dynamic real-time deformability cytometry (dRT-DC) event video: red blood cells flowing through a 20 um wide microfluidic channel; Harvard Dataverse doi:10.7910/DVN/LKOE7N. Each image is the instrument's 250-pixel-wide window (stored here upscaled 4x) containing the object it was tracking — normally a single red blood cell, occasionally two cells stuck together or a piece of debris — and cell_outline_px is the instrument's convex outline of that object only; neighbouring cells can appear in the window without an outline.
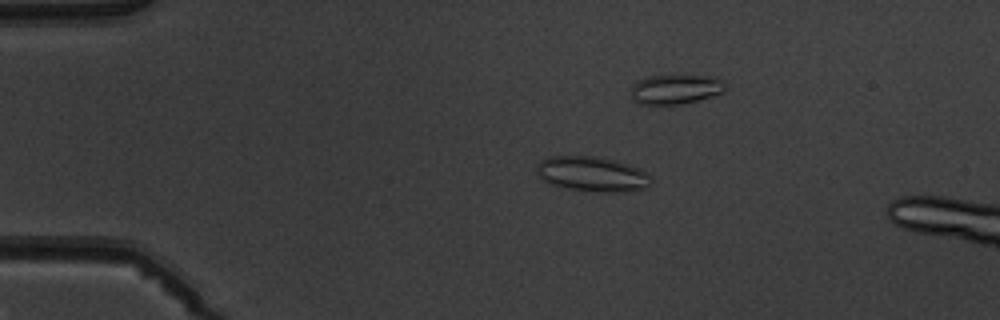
{"species": "common noctule bat (a hibernating species)", "species_latin": "Nyctalus noctula", "temperature_condition": "warm", "stored_images_in_passage": 6, "camera_frame_rate_fps": 3000, "um_per_image_px": 0.085, "animal": {"sex": "male", "body_mass_g": 19.5, "forearm_length_mm": 54.6}, "frame": {"image": 1, "passage_image": 4, "time_ms": 3.333, "image_size_px": [1000, 320], "cell_outline_px": [[652, 184], [648, 188], [624, 192], [600, 192], [572, 188], [548, 184], [536, 172], [536, 164], [540, 160], [548, 156], [596, 156], [628, 164], [644, 172], [652, 180]], "centroid_in_image_um": [50.32, 14.79], "position_along_channel_um": 34.7, "area_um2": 23.24}}
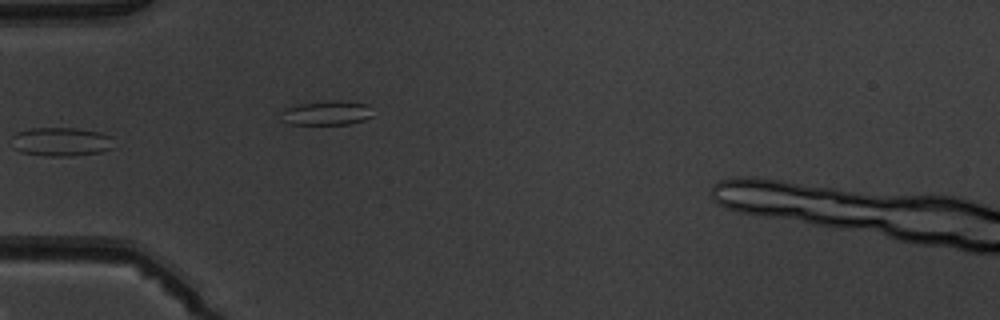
{"frame": {"image": 2, "passage_image": 6, "time_ms": 5.667, "image_size_px": [1000, 320], "cell_outline_px": [[112, 148], [100, 152], [68, 156], [48, 156], [20, 152], [12, 148], [12, 136], [16, 132], [28, 128], [76, 128], [100, 132], [112, 136]], "centroid_in_image_um": [5.15, 12.04], "position_along_channel_um": 79.9, "area_um2": 17.28}}